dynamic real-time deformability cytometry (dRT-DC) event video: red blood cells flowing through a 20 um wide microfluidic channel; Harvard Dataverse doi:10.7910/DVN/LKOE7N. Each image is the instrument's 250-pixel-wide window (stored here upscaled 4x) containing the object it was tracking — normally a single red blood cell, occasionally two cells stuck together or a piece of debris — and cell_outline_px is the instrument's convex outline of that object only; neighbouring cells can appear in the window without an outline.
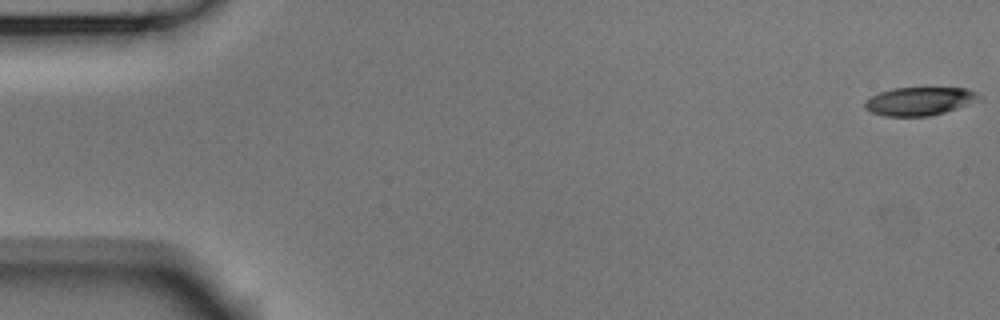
{"species": "Egyptian fruit bat (a non-hibernating species)", "species_latin": "Rousettus aegyptiacus", "temperature_condition": "room temperature", "stored_images_in_passage": 54, "camera_frame_rate_fps": 3000, "um_per_image_px": 0.085, "animal": {"sex": "male"}, "frame": {"image": 1, "passage_image": 1, "time_ms": 0.0, "image_size_px": [1000, 320], "cell_outline_px": [[980, 100], [944, 112], [928, 116], [884, 116], [872, 112], [864, 108], [864, 100], [880, 92], [892, 88], [968, 88], [976, 92], [980, 96]], "centroid_in_image_um": [78.13, 8.6], "position_along_channel_um": 6.9, "area_um2": 18.73}}
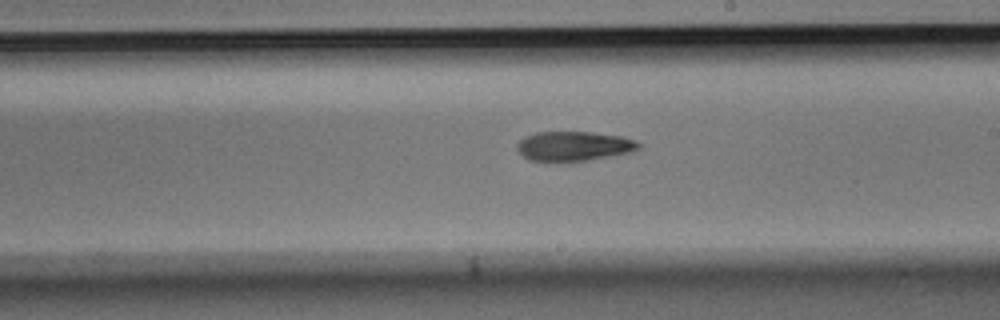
{"frame": {"image": 2, "passage_image": 31, "time_ms": 10.0, "image_size_px": [1000, 320], "cell_outline_px": [[640, 148], [628, 152], [568, 164], [528, 160], [516, 148], [516, 144], [520, 140], [536, 132], [592, 132], [620, 136], [636, 140], [640, 144]], "centroid_in_image_um": [48.73, 12.45], "position_along_channel_um": 240.3, "area_um2": 21.27}}
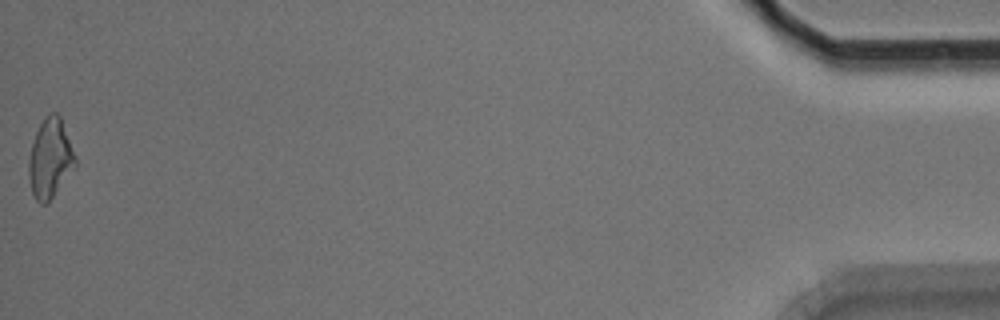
{"frame": {"image": 3, "passage_image": 54, "time_ms": 17.667, "image_size_px": [1000, 320], "cell_outline_px": [[76, 168], [52, 196], [44, 204], [40, 204], [36, 200], [32, 192], [28, 176], [28, 160], [32, 144], [36, 132], [40, 124], [52, 112], [56, 112], [60, 116], [76, 160]], "centroid_in_image_um": [4.25, 13.49], "position_along_channel_um": 431.0, "area_um2": 21.04}, "authors_computed_cell_mechanics": {"area_um2": 20.9814, "velocity_mm_per_s": 3.7544, "shape_relaxation_time_tau1_ms": 4.1809, "shape_relaxation_time_tau2_ms": 8.3657, "deformation_change_tau1": 0.1589, "deformation_change_tau2": 0.1982}}